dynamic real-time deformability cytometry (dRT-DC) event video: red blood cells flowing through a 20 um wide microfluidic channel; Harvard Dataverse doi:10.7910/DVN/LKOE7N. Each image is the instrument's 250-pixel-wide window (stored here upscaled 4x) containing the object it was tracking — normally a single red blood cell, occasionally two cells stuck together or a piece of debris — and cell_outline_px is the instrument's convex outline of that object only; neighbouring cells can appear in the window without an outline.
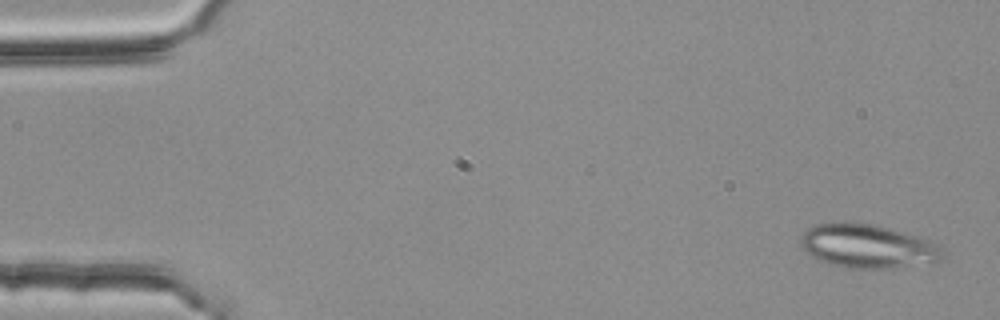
{"species": "common noctule bat (a hibernating species)", "species_latin": "Nyctalus noctula", "temperature_condition": "room temperature", "stored_images_in_passage": 4, "camera_frame_rate_fps": 3000, "um_per_image_px": 0.085, "animal": {"sex": "female", "body_mass_g": 25.1}, "frame": {"image": 1, "passage_image": 1, "time_ms": 0.0, "image_size_px": [1000, 320], "cell_outline_px": [[940, 260], [936, 264], [892, 268], [848, 268], [832, 264], [820, 260], [812, 256], [800, 244], [800, 236], [808, 228], [816, 224], [844, 220], [872, 224], [904, 232], [928, 240], [936, 244], [940, 248]], "centroid_in_image_um": [73.73, 20.92], "position_along_channel_um": 11.3, "area_um2": 36.36}}